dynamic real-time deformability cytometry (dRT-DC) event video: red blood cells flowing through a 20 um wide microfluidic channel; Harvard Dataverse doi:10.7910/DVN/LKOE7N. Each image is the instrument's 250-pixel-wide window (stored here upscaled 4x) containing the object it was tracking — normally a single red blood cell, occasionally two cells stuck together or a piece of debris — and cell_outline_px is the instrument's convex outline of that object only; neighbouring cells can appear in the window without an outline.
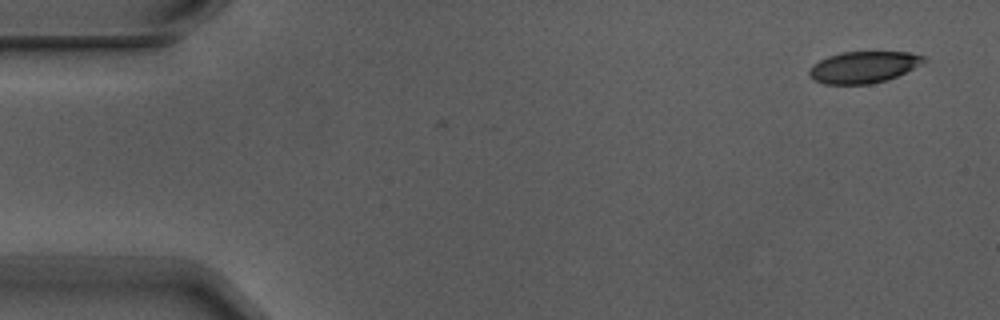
{"species": "Egyptian fruit bat (a non-hibernating species)", "species_latin": "Rousettus aegyptiacus", "temperature_condition": "warm", "stored_images_in_passage": 8, "camera_frame_rate_fps": 3000, "um_per_image_px": 0.085, "animal": {"sex": "male"}, "frame": {"image": 1, "passage_image": 1, "time_ms": 0.0, "image_size_px": [1000, 320], "cell_outline_px": [[928, 60], [896, 76], [884, 80], [868, 84], [824, 84], [808, 76], [808, 68], [812, 64], [828, 56], [840, 52], [908, 52], [924, 56]], "centroid_in_image_um": [73.34, 5.7], "position_along_channel_um": 11.7, "area_um2": 20.92}}
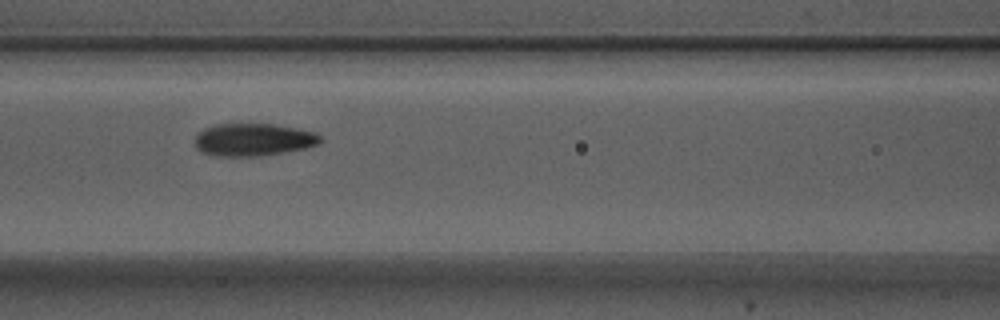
{"frame": {"image": 2, "passage_image": 7, "time_ms": 2.0, "image_size_px": [1000, 320], "cell_outline_px": [[324, 140], [320, 144], [304, 148], [260, 156], [212, 156], [200, 152], [196, 148], [196, 132], [204, 128], [216, 124], [276, 124], [316, 132]], "centroid_in_image_um": [21.52, 11.87], "position_along_channel_um": 145.1, "area_um2": 24.04}}
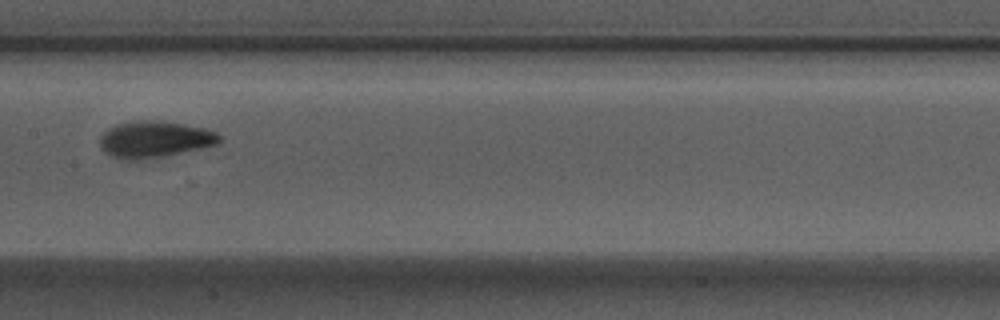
{"frame": {"image": 3, "passage_image": 8, "time_ms": 2.333, "image_size_px": [1000, 320], "cell_outline_px": [[220, 140], [216, 144], [200, 148], [164, 156], [140, 160], [124, 160], [112, 156], [104, 152], [100, 148], [100, 136], [108, 128], [116, 124], [136, 120], [148, 120], [180, 124], [204, 128], [216, 132], [220, 136]], "centroid_in_image_um": [13.07, 11.85], "position_along_channel_um": 194.3, "area_um2": 25.2}}